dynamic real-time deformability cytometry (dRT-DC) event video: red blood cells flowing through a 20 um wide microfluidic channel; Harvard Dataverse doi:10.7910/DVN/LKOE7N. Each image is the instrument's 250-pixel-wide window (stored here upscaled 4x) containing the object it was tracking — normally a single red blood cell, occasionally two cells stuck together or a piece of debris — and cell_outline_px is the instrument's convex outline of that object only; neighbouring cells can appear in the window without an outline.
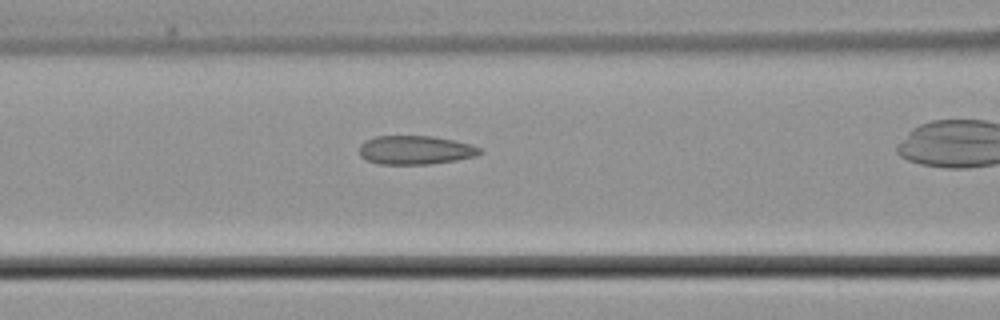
{"species": "common noctule bat (a hibernating species)", "species_latin": "Nyctalus noctula", "temperature_condition": "cold", "stored_images_in_passage": 5, "segment_of_instrument_passage": [2, 2], "camera_frame_rate_fps": 3000, "um_per_image_px": 0.085, "animal": {"sex": "male", "body_mass_g": 21.5, "forearm_length_mm": 52.0}, "frame": {"image": 1, "passage_image": 5, "time_ms": 6.0, "image_size_px": [1000, 320], "cell_outline_px": [[484, 152], [476, 156], [456, 160], [432, 164], [380, 164], [368, 160], [360, 156], [360, 144], [376, 136], [432, 136], [472, 144], [480, 148]], "centroid_in_image_um": [35.34, 12.76], "position_along_channel_um": 131.3, "area_um2": 20.17}}